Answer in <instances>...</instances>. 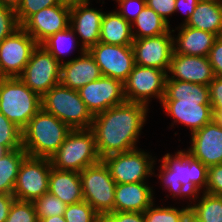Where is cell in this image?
Wrapping results in <instances>:
<instances>
[{
    "mask_svg": "<svg viewBox=\"0 0 222 222\" xmlns=\"http://www.w3.org/2000/svg\"><path fill=\"white\" fill-rule=\"evenodd\" d=\"M148 110L145 104L126 101L94 116L91 130L101 159L138 148Z\"/></svg>",
    "mask_w": 222,
    "mask_h": 222,
    "instance_id": "6da1fadb",
    "label": "cell"
},
{
    "mask_svg": "<svg viewBox=\"0 0 222 222\" xmlns=\"http://www.w3.org/2000/svg\"><path fill=\"white\" fill-rule=\"evenodd\" d=\"M162 108L174 120L190 128L191 134L213 120L208 85L195 84L167 77Z\"/></svg>",
    "mask_w": 222,
    "mask_h": 222,
    "instance_id": "7a4b0ae2",
    "label": "cell"
},
{
    "mask_svg": "<svg viewBox=\"0 0 222 222\" xmlns=\"http://www.w3.org/2000/svg\"><path fill=\"white\" fill-rule=\"evenodd\" d=\"M160 174L157 175L172 197L197 200L199 191L206 190L208 167L194 158L188 151L166 153L161 159Z\"/></svg>",
    "mask_w": 222,
    "mask_h": 222,
    "instance_id": "3957f363",
    "label": "cell"
},
{
    "mask_svg": "<svg viewBox=\"0 0 222 222\" xmlns=\"http://www.w3.org/2000/svg\"><path fill=\"white\" fill-rule=\"evenodd\" d=\"M70 131L64 122L41 108L22 129V148L30 157L50 159Z\"/></svg>",
    "mask_w": 222,
    "mask_h": 222,
    "instance_id": "277c9868",
    "label": "cell"
},
{
    "mask_svg": "<svg viewBox=\"0 0 222 222\" xmlns=\"http://www.w3.org/2000/svg\"><path fill=\"white\" fill-rule=\"evenodd\" d=\"M41 108V97L19 77H0V112L21 130Z\"/></svg>",
    "mask_w": 222,
    "mask_h": 222,
    "instance_id": "5b68a950",
    "label": "cell"
},
{
    "mask_svg": "<svg viewBox=\"0 0 222 222\" xmlns=\"http://www.w3.org/2000/svg\"><path fill=\"white\" fill-rule=\"evenodd\" d=\"M101 160L96 148L95 135L91 129L71 130L50 158L53 168L78 173Z\"/></svg>",
    "mask_w": 222,
    "mask_h": 222,
    "instance_id": "8992f818",
    "label": "cell"
},
{
    "mask_svg": "<svg viewBox=\"0 0 222 222\" xmlns=\"http://www.w3.org/2000/svg\"><path fill=\"white\" fill-rule=\"evenodd\" d=\"M42 109L60 119L71 130L91 129L94 116L80 98L78 90L61 84L53 86L42 98Z\"/></svg>",
    "mask_w": 222,
    "mask_h": 222,
    "instance_id": "52a82bcc",
    "label": "cell"
},
{
    "mask_svg": "<svg viewBox=\"0 0 222 222\" xmlns=\"http://www.w3.org/2000/svg\"><path fill=\"white\" fill-rule=\"evenodd\" d=\"M79 176L84 201L101 217L114 212L116 182L105 163L101 160L95 165L86 167Z\"/></svg>",
    "mask_w": 222,
    "mask_h": 222,
    "instance_id": "ba28073f",
    "label": "cell"
},
{
    "mask_svg": "<svg viewBox=\"0 0 222 222\" xmlns=\"http://www.w3.org/2000/svg\"><path fill=\"white\" fill-rule=\"evenodd\" d=\"M102 161L116 184L145 182L147 177L154 174L156 164L149 153L137 148L108 155Z\"/></svg>",
    "mask_w": 222,
    "mask_h": 222,
    "instance_id": "9c48e42d",
    "label": "cell"
},
{
    "mask_svg": "<svg viewBox=\"0 0 222 222\" xmlns=\"http://www.w3.org/2000/svg\"><path fill=\"white\" fill-rule=\"evenodd\" d=\"M60 73L61 64L42 45H37L19 78L42 98L60 84Z\"/></svg>",
    "mask_w": 222,
    "mask_h": 222,
    "instance_id": "30bf717a",
    "label": "cell"
},
{
    "mask_svg": "<svg viewBox=\"0 0 222 222\" xmlns=\"http://www.w3.org/2000/svg\"><path fill=\"white\" fill-rule=\"evenodd\" d=\"M167 77L168 73L164 70L135 64L123 82L126 101L148 106L149 99L154 96L161 103L165 95Z\"/></svg>",
    "mask_w": 222,
    "mask_h": 222,
    "instance_id": "8fae6325",
    "label": "cell"
},
{
    "mask_svg": "<svg viewBox=\"0 0 222 222\" xmlns=\"http://www.w3.org/2000/svg\"><path fill=\"white\" fill-rule=\"evenodd\" d=\"M50 159L27 156L21 163L13 196L20 201H33L48 192Z\"/></svg>",
    "mask_w": 222,
    "mask_h": 222,
    "instance_id": "7c38bea8",
    "label": "cell"
},
{
    "mask_svg": "<svg viewBox=\"0 0 222 222\" xmlns=\"http://www.w3.org/2000/svg\"><path fill=\"white\" fill-rule=\"evenodd\" d=\"M37 45L22 27L6 37L0 43V77H19Z\"/></svg>",
    "mask_w": 222,
    "mask_h": 222,
    "instance_id": "4fadbf2b",
    "label": "cell"
},
{
    "mask_svg": "<svg viewBox=\"0 0 222 222\" xmlns=\"http://www.w3.org/2000/svg\"><path fill=\"white\" fill-rule=\"evenodd\" d=\"M89 53L99 66L102 76L124 82L135 66L132 45H112L98 42Z\"/></svg>",
    "mask_w": 222,
    "mask_h": 222,
    "instance_id": "5bb4252c",
    "label": "cell"
},
{
    "mask_svg": "<svg viewBox=\"0 0 222 222\" xmlns=\"http://www.w3.org/2000/svg\"><path fill=\"white\" fill-rule=\"evenodd\" d=\"M78 92L93 116L126 102L123 82L110 77L101 76Z\"/></svg>",
    "mask_w": 222,
    "mask_h": 222,
    "instance_id": "9a60e30c",
    "label": "cell"
},
{
    "mask_svg": "<svg viewBox=\"0 0 222 222\" xmlns=\"http://www.w3.org/2000/svg\"><path fill=\"white\" fill-rule=\"evenodd\" d=\"M174 31L169 30L167 33L155 37L134 39L132 48L135 64L157 68L168 73L174 52V35H171Z\"/></svg>",
    "mask_w": 222,
    "mask_h": 222,
    "instance_id": "2e32d148",
    "label": "cell"
},
{
    "mask_svg": "<svg viewBox=\"0 0 222 222\" xmlns=\"http://www.w3.org/2000/svg\"><path fill=\"white\" fill-rule=\"evenodd\" d=\"M70 25V8L54 5L33 14L21 27L30 34L38 45Z\"/></svg>",
    "mask_w": 222,
    "mask_h": 222,
    "instance_id": "e0dca14e",
    "label": "cell"
},
{
    "mask_svg": "<svg viewBox=\"0 0 222 222\" xmlns=\"http://www.w3.org/2000/svg\"><path fill=\"white\" fill-rule=\"evenodd\" d=\"M190 155L208 168L222 164V127L214 119L191 134Z\"/></svg>",
    "mask_w": 222,
    "mask_h": 222,
    "instance_id": "ac0fdd59",
    "label": "cell"
},
{
    "mask_svg": "<svg viewBox=\"0 0 222 222\" xmlns=\"http://www.w3.org/2000/svg\"><path fill=\"white\" fill-rule=\"evenodd\" d=\"M168 72L169 79L201 85H208L215 78L208 57L202 56L173 53Z\"/></svg>",
    "mask_w": 222,
    "mask_h": 222,
    "instance_id": "d6986e66",
    "label": "cell"
},
{
    "mask_svg": "<svg viewBox=\"0 0 222 222\" xmlns=\"http://www.w3.org/2000/svg\"><path fill=\"white\" fill-rule=\"evenodd\" d=\"M90 2L70 8V27L81 37L80 51L89 50L100 40V28L105 12L89 7Z\"/></svg>",
    "mask_w": 222,
    "mask_h": 222,
    "instance_id": "ffe728a7",
    "label": "cell"
},
{
    "mask_svg": "<svg viewBox=\"0 0 222 222\" xmlns=\"http://www.w3.org/2000/svg\"><path fill=\"white\" fill-rule=\"evenodd\" d=\"M80 54L61 64L60 84L74 90H79L102 76L89 51H81Z\"/></svg>",
    "mask_w": 222,
    "mask_h": 222,
    "instance_id": "44dd1931",
    "label": "cell"
},
{
    "mask_svg": "<svg viewBox=\"0 0 222 222\" xmlns=\"http://www.w3.org/2000/svg\"><path fill=\"white\" fill-rule=\"evenodd\" d=\"M153 199L152 187L146 182L116 184L114 211L144 213Z\"/></svg>",
    "mask_w": 222,
    "mask_h": 222,
    "instance_id": "7402d4cb",
    "label": "cell"
},
{
    "mask_svg": "<svg viewBox=\"0 0 222 222\" xmlns=\"http://www.w3.org/2000/svg\"><path fill=\"white\" fill-rule=\"evenodd\" d=\"M180 26L177 37L173 38V53L207 57L217 36L190 26Z\"/></svg>",
    "mask_w": 222,
    "mask_h": 222,
    "instance_id": "603a6c76",
    "label": "cell"
},
{
    "mask_svg": "<svg viewBox=\"0 0 222 222\" xmlns=\"http://www.w3.org/2000/svg\"><path fill=\"white\" fill-rule=\"evenodd\" d=\"M48 192L66 205L83 201L82 185L78 172L51 168Z\"/></svg>",
    "mask_w": 222,
    "mask_h": 222,
    "instance_id": "cb8c5ba5",
    "label": "cell"
},
{
    "mask_svg": "<svg viewBox=\"0 0 222 222\" xmlns=\"http://www.w3.org/2000/svg\"><path fill=\"white\" fill-rule=\"evenodd\" d=\"M131 24L126 21L117 11L105 13L100 28V40L112 45H132Z\"/></svg>",
    "mask_w": 222,
    "mask_h": 222,
    "instance_id": "d4e9b609",
    "label": "cell"
},
{
    "mask_svg": "<svg viewBox=\"0 0 222 222\" xmlns=\"http://www.w3.org/2000/svg\"><path fill=\"white\" fill-rule=\"evenodd\" d=\"M186 26L222 36V1L198 2Z\"/></svg>",
    "mask_w": 222,
    "mask_h": 222,
    "instance_id": "484cf974",
    "label": "cell"
},
{
    "mask_svg": "<svg viewBox=\"0 0 222 222\" xmlns=\"http://www.w3.org/2000/svg\"><path fill=\"white\" fill-rule=\"evenodd\" d=\"M27 156L23 148H18L0 158V193L13 195L21 163Z\"/></svg>",
    "mask_w": 222,
    "mask_h": 222,
    "instance_id": "4316f807",
    "label": "cell"
},
{
    "mask_svg": "<svg viewBox=\"0 0 222 222\" xmlns=\"http://www.w3.org/2000/svg\"><path fill=\"white\" fill-rule=\"evenodd\" d=\"M134 25L137 26L138 31L132 29L133 39L155 37L170 30V25L147 5L138 14L131 27Z\"/></svg>",
    "mask_w": 222,
    "mask_h": 222,
    "instance_id": "83f0119b",
    "label": "cell"
},
{
    "mask_svg": "<svg viewBox=\"0 0 222 222\" xmlns=\"http://www.w3.org/2000/svg\"><path fill=\"white\" fill-rule=\"evenodd\" d=\"M202 193L199 202L189 206V212L200 222H222V196Z\"/></svg>",
    "mask_w": 222,
    "mask_h": 222,
    "instance_id": "f1b7e54d",
    "label": "cell"
},
{
    "mask_svg": "<svg viewBox=\"0 0 222 222\" xmlns=\"http://www.w3.org/2000/svg\"><path fill=\"white\" fill-rule=\"evenodd\" d=\"M76 34L69 26L65 30L55 33L46 39L41 45L60 63L62 55L69 53L71 49H75L76 45H79L78 41H75ZM76 44V45H75Z\"/></svg>",
    "mask_w": 222,
    "mask_h": 222,
    "instance_id": "f546056e",
    "label": "cell"
},
{
    "mask_svg": "<svg viewBox=\"0 0 222 222\" xmlns=\"http://www.w3.org/2000/svg\"><path fill=\"white\" fill-rule=\"evenodd\" d=\"M32 203L39 221L51 216H64L67 207L64 202L49 192L36 198Z\"/></svg>",
    "mask_w": 222,
    "mask_h": 222,
    "instance_id": "4dcf8cb0",
    "label": "cell"
},
{
    "mask_svg": "<svg viewBox=\"0 0 222 222\" xmlns=\"http://www.w3.org/2000/svg\"><path fill=\"white\" fill-rule=\"evenodd\" d=\"M153 203L143 214L145 222H182L183 218L189 212V204L185 208L160 207L154 206Z\"/></svg>",
    "mask_w": 222,
    "mask_h": 222,
    "instance_id": "1f68e13d",
    "label": "cell"
},
{
    "mask_svg": "<svg viewBox=\"0 0 222 222\" xmlns=\"http://www.w3.org/2000/svg\"><path fill=\"white\" fill-rule=\"evenodd\" d=\"M0 146L8 151L22 148V130L0 112Z\"/></svg>",
    "mask_w": 222,
    "mask_h": 222,
    "instance_id": "d6a6232c",
    "label": "cell"
},
{
    "mask_svg": "<svg viewBox=\"0 0 222 222\" xmlns=\"http://www.w3.org/2000/svg\"><path fill=\"white\" fill-rule=\"evenodd\" d=\"M101 216L84 200L67 205L64 219L66 222H97Z\"/></svg>",
    "mask_w": 222,
    "mask_h": 222,
    "instance_id": "836d02e7",
    "label": "cell"
},
{
    "mask_svg": "<svg viewBox=\"0 0 222 222\" xmlns=\"http://www.w3.org/2000/svg\"><path fill=\"white\" fill-rule=\"evenodd\" d=\"M6 222H39L32 201L14 200Z\"/></svg>",
    "mask_w": 222,
    "mask_h": 222,
    "instance_id": "e575fe53",
    "label": "cell"
},
{
    "mask_svg": "<svg viewBox=\"0 0 222 222\" xmlns=\"http://www.w3.org/2000/svg\"><path fill=\"white\" fill-rule=\"evenodd\" d=\"M59 5L58 0H22L16 11V16L20 26H22L33 14L43 8Z\"/></svg>",
    "mask_w": 222,
    "mask_h": 222,
    "instance_id": "d590c367",
    "label": "cell"
},
{
    "mask_svg": "<svg viewBox=\"0 0 222 222\" xmlns=\"http://www.w3.org/2000/svg\"><path fill=\"white\" fill-rule=\"evenodd\" d=\"M20 27L16 12L0 5V43Z\"/></svg>",
    "mask_w": 222,
    "mask_h": 222,
    "instance_id": "8d00e7d4",
    "label": "cell"
},
{
    "mask_svg": "<svg viewBox=\"0 0 222 222\" xmlns=\"http://www.w3.org/2000/svg\"><path fill=\"white\" fill-rule=\"evenodd\" d=\"M116 2L120 8L117 12L130 24L146 6V0H116Z\"/></svg>",
    "mask_w": 222,
    "mask_h": 222,
    "instance_id": "74e56055",
    "label": "cell"
},
{
    "mask_svg": "<svg viewBox=\"0 0 222 222\" xmlns=\"http://www.w3.org/2000/svg\"><path fill=\"white\" fill-rule=\"evenodd\" d=\"M205 193L222 196V164L208 168V181Z\"/></svg>",
    "mask_w": 222,
    "mask_h": 222,
    "instance_id": "f35d334b",
    "label": "cell"
},
{
    "mask_svg": "<svg viewBox=\"0 0 222 222\" xmlns=\"http://www.w3.org/2000/svg\"><path fill=\"white\" fill-rule=\"evenodd\" d=\"M214 75L222 78V36L217 37L208 54Z\"/></svg>",
    "mask_w": 222,
    "mask_h": 222,
    "instance_id": "ab89813d",
    "label": "cell"
},
{
    "mask_svg": "<svg viewBox=\"0 0 222 222\" xmlns=\"http://www.w3.org/2000/svg\"><path fill=\"white\" fill-rule=\"evenodd\" d=\"M176 0H146V5L160 15L168 24V17L175 12Z\"/></svg>",
    "mask_w": 222,
    "mask_h": 222,
    "instance_id": "60d3db41",
    "label": "cell"
},
{
    "mask_svg": "<svg viewBox=\"0 0 222 222\" xmlns=\"http://www.w3.org/2000/svg\"><path fill=\"white\" fill-rule=\"evenodd\" d=\"M107 222H145L142 212H109L103 216Z\"/></svg>",
    "mask_w": 222,
    "mask_h": 222,
    "instance_id": "b9f144b4",
    "label": "cell"
},
{
    "mask_svg": "<svg viewBox=\"0 0 222 222\" xmlns=\"http://www.w3.org/2000/svg\"><path fill=\"white\" fill-rule=\"evenodd\" d=\"M208 88L212 110H222V78L215 76Z\"/></svg>",
    "mask_w": 222,
    "mask_h": 222,
    "instance_id": "7bdbcfd3",
    "label": "cell"
},
{
    "mask_svg": "<svg viewBox=\"0 0 222 222\" xmlns=\"http://www.w3.org/2000/svg\"><path fill=\"white\" fill-rule=\"evenodd\" d=\"M197 3V0H176L175 12H179V10H181V12L183 11L182 13L186 15L183 21L184 23H182V25H186L187 22L190 20V17L194 12Z\"/></svg>",
    "mask_w": 222,
    "mask_h": 222,
    "instance_id": "ee69618b",
    "label": "cell"
},
{
    "mask_svg": "<svg viewBox=\"0 0 222 222\" xmlns=\"http://www.w3.org/2000/svg\"><path fill=\"white\" fill-rule=\"evenodd\" d=\"M15 197L12 194L0 193V222H6L10 207Z\"/></svg>",
    "mask_w": 222,
    "mask_h": 222,
    "instance_id": "f6af8a7d",
    "label": "cell"
},
{
    "mask_svg": "<svg viewBox=\"0 0 222 222\" xmlns=\"http://www.w3.org/2000/svg\"><path fill=\"white\" fill-rule=\"evenodd\" d=\"M21 2L22 0H0V5L16 12L21 5Z\"/></svg>",
    "mask_w": 222,
    "mask_h": 222,
    "instance_id": "bcb514c9",
    "label": "cell"
},
{
    "mask_svg": "<svg viewBox=\"0 0 222 222\" xmlns=\"http://www.w3.org/2000/svg\"><path fill=\"white\" fill-rule=\"evenodd\" d=\"M60 5L72 8L80 4L90 2V0H58Z\"/></svg>",
    "mask_w": 222,
    "mask_h": 222,
    "instance_id": "7dc6e473",
    "label": "cell"
},
{
    "mask_svg": "<svg viewBox=\"0 0 222 222\" xmlns=\"http://www.w3.org/2000/svg\"><path fill=\"white\" fill-rule=\"evenodd\" d=\"M39 222H66L64 216H51L47 218H42Z\"/></svg>",
    "mask_w": 222,
    "mask_h": 222,
    "instance_id": "c3c4849f",
    "label": "cell"
},
{
    "mask_svg": "<svg viewBox=\"0 0 222 222\" xmlns=\"http://www.w3.org/2000/svg\"><path fill=\"white\" fill-rule=\"evenodd\" d=\"M214 121L222 127V110H212Z\"/></svg>",
    "mask_w": 222,
    "mask_h": 222,
    "instance_id": "681fc988",
    "label": "cell"
},
{
    "mask_svg": "<svg viewBox=\"0 0 222 222\" xmlns=\"http://www.w3.org/2000/svg\"><path fill=\"white\" fill-rule=\"evenodd\" d=\"M182 222H200L190 212L183 218Z\"/></svg>",
    "mask_w": 222,
    "mask_h": 222,
    "instance_id": "f907efd6",
    "label": "cell"
},
{
    "mask_svg": "<svg viewBox=\"0 0 222 222\" xmlns=\"http://www.w3.org/2000/svg\"><path fill=\"white\" fill-rule=\"evenodd\" d=\"M9 152L5 147L0 146V158Z\"/></svg>",
    "mask_w": 222,
    "mask_h": 222,
    "instance_id": "816d5d0a",
    "label": "cell"
},
{
    "mask_svg": "<svg viewBox=\"0 0 222 222\" xmlns=\"http://www.w3.org/2000/svg\"><path fill=\"white\" fill-rule=\"evenodd\" d=\"M222 0H197V2H218Z\"/></svg>",
    "mask_w": 222,
    "mask_h": 222,
    "instance_id": "f5cc1de1",
    "label": "cell"
},
{
    "mask_svg": "<svg viewBox=\"0 0 222 222\" xmlns=\"http://www.w3.org/2000/svg\"><path fill=\"white\" fill-rule=\"evenodd\" d=\"M97 222H107L103 217H101Z\"/></svg>",
    "mask_w": 222,
    "mask_h": 222,
    "instance_id": "db71d44e",
    "label": "cell"
}]
</instances>
